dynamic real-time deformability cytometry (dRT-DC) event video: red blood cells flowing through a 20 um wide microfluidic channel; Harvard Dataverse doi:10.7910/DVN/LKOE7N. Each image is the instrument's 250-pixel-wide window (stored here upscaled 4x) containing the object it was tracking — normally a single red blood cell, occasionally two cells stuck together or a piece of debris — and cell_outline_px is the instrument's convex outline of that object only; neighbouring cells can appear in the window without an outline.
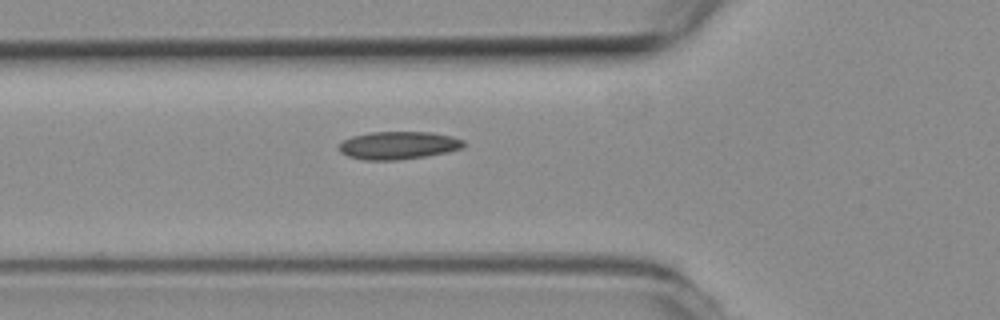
{"species": "common noctule bat (a hibernating species)", "species_latin": "Nyctalus noctula", "temperature_condition": "room temperature", "stored_images_in_passage": 4, "camera_frame_rate_fps": 3000, "um_per_image_px": 0.085, "animal": {"sex": "female", "body_mass_g": 19.3, "forearm_length_mm": 54.1}, "frame": {"image": 1, "passage_image": 4, "time_ms": 1.0, "image_size_px": [1000, 320], "cell_outline_px": [[464, 144], [460, 148], [448, 152], [424, 156], [396, 160], [364, 160], [348, 156], [340, 152], [336, 148], [344, 140], [352, 136], [372, 132], [428, 132], [452, 136], [464, 140]], "centroid_in_image_um": [33.82, 12.35], "position_along_channel_um": 92.0, "area_um2": 20.11}}